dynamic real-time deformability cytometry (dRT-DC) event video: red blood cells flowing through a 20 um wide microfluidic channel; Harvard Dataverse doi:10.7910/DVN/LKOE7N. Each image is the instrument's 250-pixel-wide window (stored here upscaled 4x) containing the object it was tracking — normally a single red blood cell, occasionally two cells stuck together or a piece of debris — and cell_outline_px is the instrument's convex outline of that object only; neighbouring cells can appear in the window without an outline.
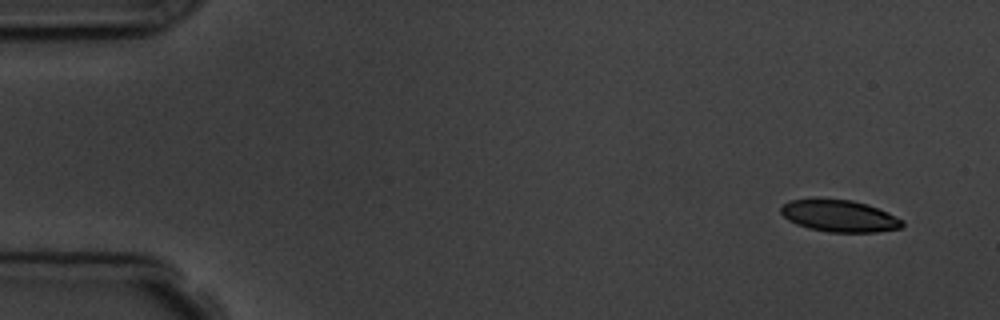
{"species": "common noctule bat (a hibernating species)", "species_latin": "Nyctalus noctula", "temperature_condition": "room temperature", "stored_images_in_passage": 5, "segment_of_instrument_passage": [1, 2], "camera_frame_rate_fps": 3000, "um_per_image_px": 0.085, "animal": {"sex": "male", "body_mass_g": 19.5, "forearm_length_mm": 54.6}, "frame": {"image": 1, "passage_image": 1, "time_ms": 0.0, "image_size_px": [1000, 320], "cell_outline_px": [[904, 224], [900, 228], [876, 232], [828, 232], [808, 228], [796, 224], [788, 220], [780, 212], [780, 208], [788, 200], [816, 196], [852, 200], [868, 204], [888, 212], [904, 220]], "centroid_in_image_um": [71.3, 18.31], "position_along_channel_um": 13.7, "area_um2": 23.29}}
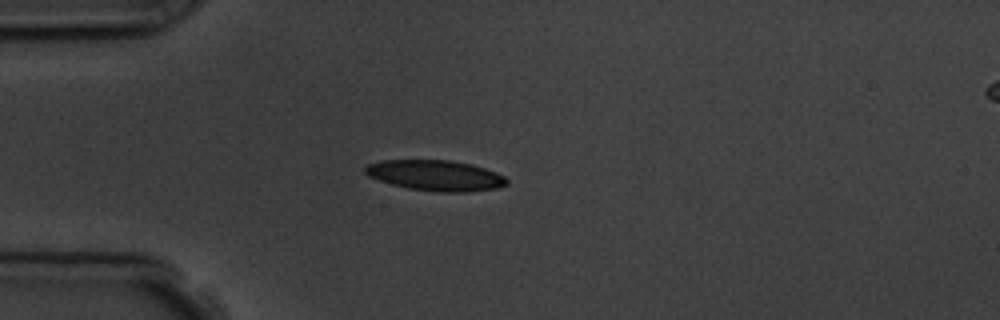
{"frame": {"image": 2, "passage_image": 4, "time_ms": 3.667, "image_size_px": [1000, 320], "cell_outline_px": [[508, 184], [496, 188], [468, 192], [440, 192], [408, 188], [392, 184], [368, 176], [364, 172], [364, 168], [368, 164], [380, 160], [448, 160], [472, 164], [496, 172], [504, 176], [508, 180]], "centroid_in_image_um": [37.03, 14.91], "position_along_channel_um": 48.0, "area_um2": 25.2}}